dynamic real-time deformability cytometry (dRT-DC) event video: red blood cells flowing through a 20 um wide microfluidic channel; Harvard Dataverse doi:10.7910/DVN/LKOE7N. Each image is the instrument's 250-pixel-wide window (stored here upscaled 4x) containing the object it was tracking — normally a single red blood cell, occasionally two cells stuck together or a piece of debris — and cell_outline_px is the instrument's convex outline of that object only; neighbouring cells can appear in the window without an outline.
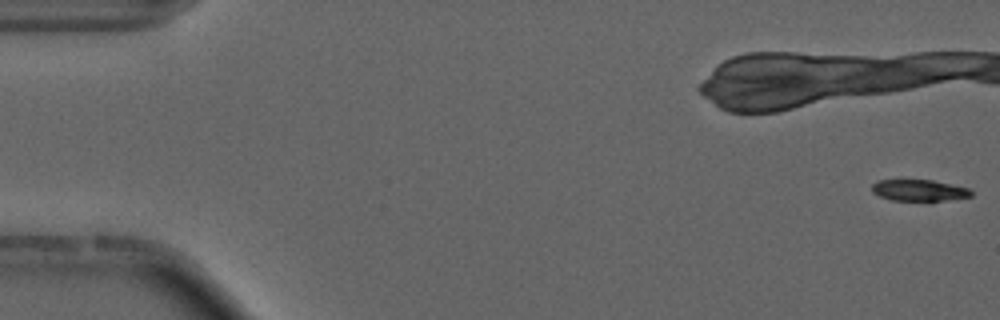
{"species": "common noctule bat (a hibernating species)", "species_latin": "Nyctalus noctula", "temperature_condition": "cold", "stored_images_in_passage": 19, "camera_frame_rate_fps": 3000, "um_per_image_px": 0.085, "animal": {"sex": "male", "forearm_length_mm": 52.5}, "frame": {"image": 1, "passage_image": 1, "time_ms": 0.0, "image_size_px": [1000, 320], "cell_outline_px": [[972, 196], [944, 200], [892, 200], [880, 196], [872, 192], [872, 184], [876, 180], [900, 176], [932, 180], [968, 188], [972, 192]], "centroid_in_image_um": [78.0, 16.1], "position_along_channel_um": 7.0, "area_um2": 12.95}}